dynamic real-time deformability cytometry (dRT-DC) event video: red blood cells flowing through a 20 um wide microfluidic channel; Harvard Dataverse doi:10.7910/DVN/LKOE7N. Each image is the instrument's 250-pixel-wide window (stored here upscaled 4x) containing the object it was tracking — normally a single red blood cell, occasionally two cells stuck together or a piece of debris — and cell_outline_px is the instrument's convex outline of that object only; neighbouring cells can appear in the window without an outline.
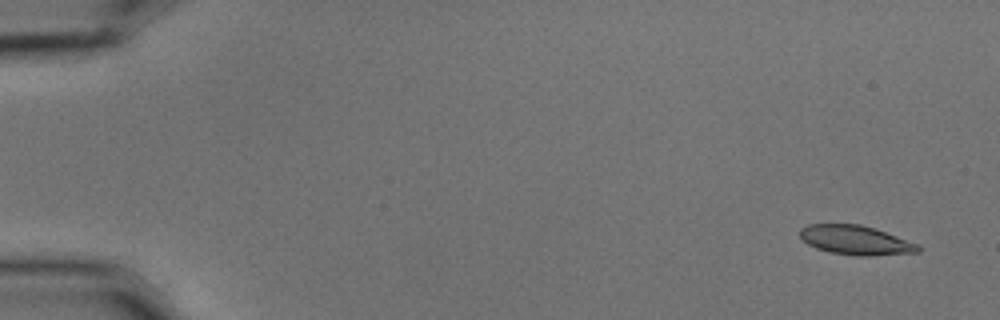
{"species": "common noctule bat (a hibernating species)", "species_latin": "Nyctalus noctula", "temperature_condition": "cold", "stored_images_in_passage": 5, "camera_frame_rate_fps": 3000, "um_per_image_px": 0.085, "animal": {"sex": "male", "body_mass_g": 15.6}, "frame": {"image": 1, "passage_image": 1, "time_ms": 0.0, "image_size_px": [1000, 320], "cell_outline_px": [[920, 252], [868, 256], [856, 256], [828, 252], [816, 248], [808, 244], [800, 236], [800, 228], [808, 224], [860, 224], [876, 228], [920, 244]], "centroid_in_image_um": [72.76, 20.41], "position_along_channel_um": 12.2, "area_um2": 20.4}}
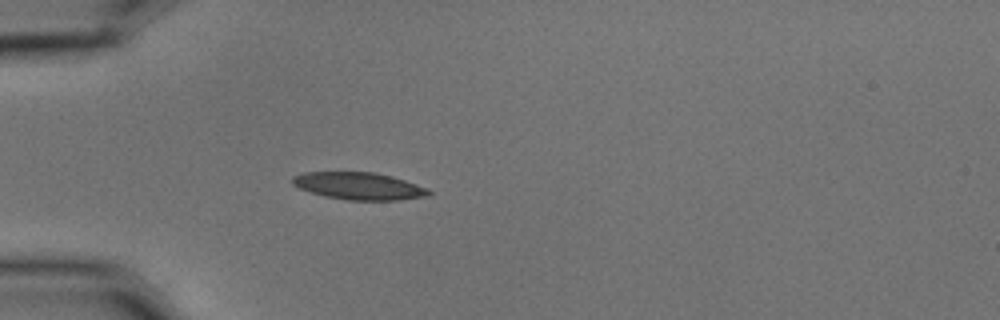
{"frame": {"image": 2, "passage_image": 5, "time_ms": 1.333, "image_size_px": [1000, 320], "cell_outline_px": [[432, 192], [428, 196], [400, 200], [348, 200], [324, 196], [300, 188], [292, 184], [292, 176], [304, 172], [372, 172], [404, 180], [428, 188]], "centroid_in_image_um": [30.51, 15.81], "position_along_channel_um": 54.5, "area_um2": 21.5}}